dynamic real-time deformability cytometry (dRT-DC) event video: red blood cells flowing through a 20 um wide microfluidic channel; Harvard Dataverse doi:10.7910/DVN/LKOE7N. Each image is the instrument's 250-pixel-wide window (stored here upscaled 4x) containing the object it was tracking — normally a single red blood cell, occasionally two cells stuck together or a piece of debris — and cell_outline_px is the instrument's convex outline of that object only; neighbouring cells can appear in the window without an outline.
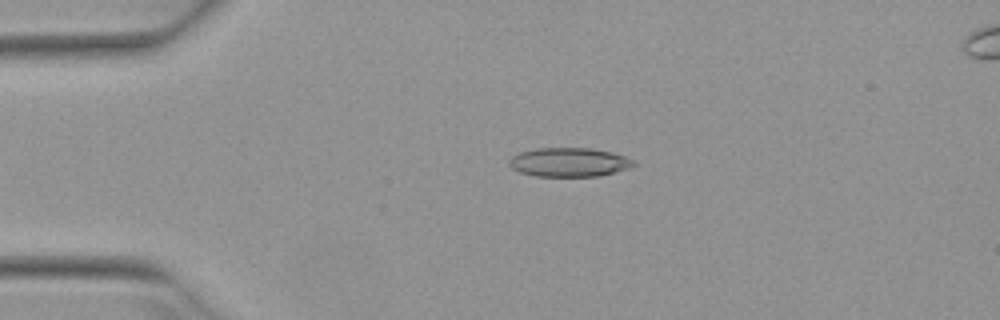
{"species": "Egyptian fruit bat (a non-hibernating species)", "species_latin": "Rousettus aegyptiacus", "temperature_condition": "warm", "stored_images_in_passage": 5, "camera_frame_rate_fps": 3000, "um_per_image_px": 0.085, "animal": {"sex": "female"}, "frame": {"image": 1, "passage_image": 4, "time_ms": 1.0, "image_size_px": [1000, 320], "cell_outline_px": [[636, 164], [628, 168], [596, 176], [536, 176], [520, 172], [512, 168], [508, 164], [508, 160], [516, 152], [536, 148], [592, 148], [612, 152], [624, 156], [632, 160]], "centroid_in_image_um": [48.31, 13.77], "position_along_channel_um": 36.7, "area_um2": 20.98}}